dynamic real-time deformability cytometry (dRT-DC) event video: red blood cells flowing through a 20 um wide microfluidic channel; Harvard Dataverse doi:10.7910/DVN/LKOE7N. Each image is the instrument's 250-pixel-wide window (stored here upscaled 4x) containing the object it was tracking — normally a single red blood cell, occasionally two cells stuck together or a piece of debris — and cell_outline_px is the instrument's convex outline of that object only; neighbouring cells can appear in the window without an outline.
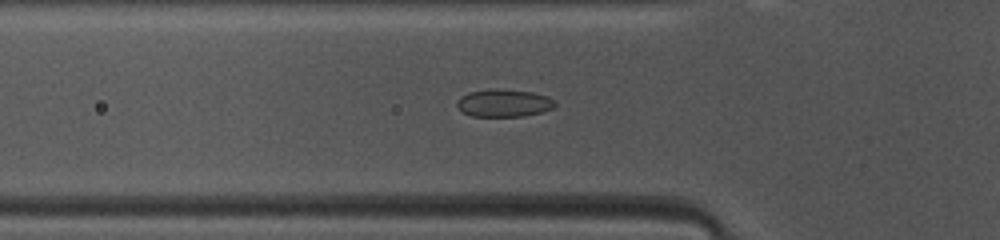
{"species": "common noctule bat (a hibernating species)", "species_latin": "Nyctalus noctula", "temperature_condition": "warm", "stored_images_in_passage": 47, "camera_frame_rate_fps": 3000, "um_per_image_px": 0.085, "animal": {"sex": "female", "body_mass_g": 10.0, "forearm_length_mm": 53.1}, "frame": {"image": 1, "passage_image": 14, "time_ms": 4.333, "image_size_px": [1000, 240], "cell_outline_px": [[556, 104], [552, 108], [544, 112], [524, 116], [472, 116], [464, 112], [456, 104], [460, 96], [468, 92], [492, 88], [496, 88], [532, 92], [548, 96]], "centroid_in_image_um": [42.83, 8.75], "position_along_channel_um": 83.0, "area_um2": 15.78}}
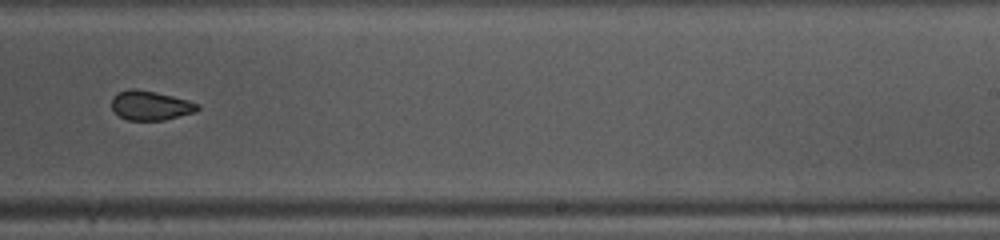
{"frame": {"image": 2, "passage_image": 28, "time_ms": 9.0, "image_size_px": [1000, 240], "cell_outline_px": [[200, 108], [196, 112], [164, 120], [128, 120], [120, 116], [112, 108], [112, 96], [120, 92], [132, 88], [136, 88], [156, 92], [188, 100], [200, 104]], "centroid_in_image_um": [12.82, 8.96], "position_along_channel_um": 276.2, "area_um2": 14.68}}
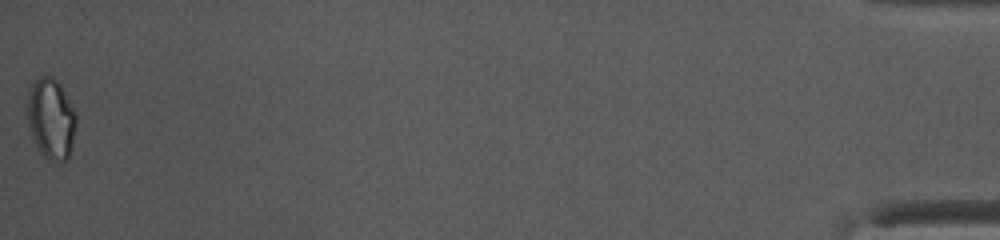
{"frame": {"image": 3, "passage_image": 47, "time_ms": 15.333, "image_size_px": [1000, 240], "cell_outline_px": [[76, 124], [72, 148], [68, 160], [48, 160], [40, 152], [32, 136], [28, 124], [28, 92], [32, 84], [40, 76], [52, 76], [60, 84], [76, 112]], "centroid_in_image_um": [4.36, 10.09], "position_along_channel_um": 430.8, "area_um2": 22.89}, "authors_computed_cell_mechanics": {"area_um2": 15.8372, "velocity_mm_per_s": 4.1217, "shape_relaxation_time_tau1_ms": null, "shape_relaxation_time_tau2_ms": 1.8718, "deformation_change_tau1": null, "deformation_change_tau2": 0.0588}}